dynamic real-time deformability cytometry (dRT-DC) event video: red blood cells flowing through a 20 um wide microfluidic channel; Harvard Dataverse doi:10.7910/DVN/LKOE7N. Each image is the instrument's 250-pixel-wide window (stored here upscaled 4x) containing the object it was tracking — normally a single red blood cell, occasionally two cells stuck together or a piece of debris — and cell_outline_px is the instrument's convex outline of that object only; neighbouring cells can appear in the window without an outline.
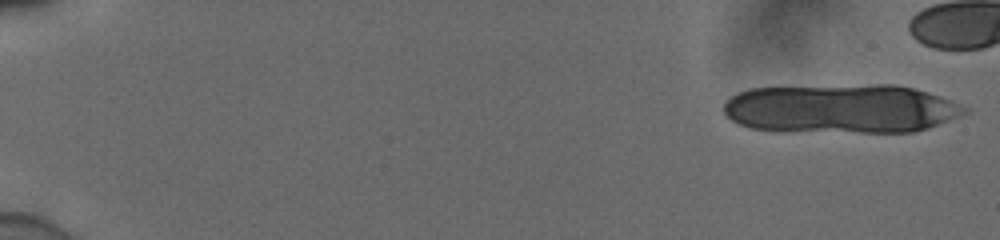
{"species": "human", "species_latin": "Homo sapiens", "temperature_condition": "cold", "stored_images_in_passage": 16, "camera_frame_rate_fps": 3000, "um_per_image_px": 0.085, "donor": {"sex": "male"}, "frame": {"image": 1, "passage_image": 1, "time_ms": 0.0, "image_size_px": [1000, 240], "cell_outline_px": [[968, 112], [960, 116], [928, 128], [912, 132], [860, 132], [752, 128], [740, 124], [732, 120], [724, 112], [724, 100], [748, 88], [872, 84], [896, 84], [928, 92], [940, 96], [968, 108]], "centroid_in_image_um": [71.53, 9.21], "position_along_channel_um": 13.5, "area_um2": 68.49}}